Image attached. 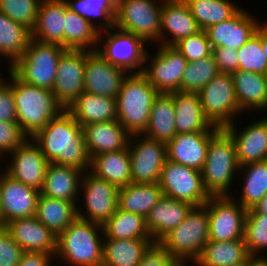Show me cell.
Returning <instances> with one entry per match:
<instances>
[{
  "mask_svg": "<svg viewBox=\"0 0 267 266\" xmlns=\"http://www.w3.org/2000/svg\"><path fill=\"white\" fill-rule=\"evenodd\" d=\"M32 140L40 147L49 163L65 165L83 172L90 169L82 126L63 110L38 131Z\"/></svg>",
  "mask_w": 267,
  "mask_h": 266,
  "instance_id": "obj_1",
  "label": "cell"
},
{
  "mask_svg": "<svg viewBox=\"0 0 267 266\" xmlns=\"http://www.w3.org/2000/svg\"><path fill=\"white\" fill-rule=\"evenodd\" d=\"M11 79L17 122L22 132L32 138L65 109L51 90L25 83L12 70Z\"/></svg>",
  "mask_w": 267,
  "mask_h": 266,
  "instance_id": "obj_2",
  "label": "cell"
},
{
  "mask_svg": "<svg viewBox=\"0 0 267 266\" xmlns=\"http://www.w3.org/2000/svg\"><path fill=\"white\" fill-rule=\"evenodd\" d=\"M159 92L142 72H131L122 82L117 99V121L131 134H142Z\"/></svg>",
  "mask_w": 267,
  "mask_h": 266,
  "instance_id": "obj_3",
  "label": "cell"
},
{
  "mask_svg": "<svg viewBox=\"0 0 267 266\" xmlns=\"http://www.w3.org/2000/svg\"><path fill=\"white\" fill-rule=\"evenodd\" d=\"M102 225L76 218L57 236L56 256L72 266H102Z\"/></svg>",
  "mask_w": 267,
  "mask_h": 266,
  "instance_id": "obj_4",
  "label": "cell"
},
{
  "mask_svg": "<svg viewBox=\"0 0 267 266\" xmlns=\"http://www.w3.org/2000/svg\"><path fill=\"white\" fill-rule=\"evenodd\" d=\"M209 241L207 202L193 206L176 228L165 234L158 243L179 261L196 262Z\"/></svg>",
  "mask_w": 267,
  "mask_h": 266,
  "instance_id": "obj_5",
  "label": "cell"
},
{
  "mask_svg": "<svg viewBox=\"0 0 267 266\" xmlns=\"http://www.w3.org/2000/svg\"><path fill=\"white\" fill-rule=\"evenodd\" d=\"M236 148L230 135L221 128L209 141L201 170L203 184L210 196H229V187L239 170Z\"/></svg>",
  "mask_w": 267,
  "mask_h": 266,
  "instance_id": "obj_6",
  "label": "cell"
},
{
  "mask_svg": "<svg viewBox=\"0 0 267 266\" xmlns=\"http://www.w3.org/2000/svg\"><path fill=\"white\" fill-rule=\"evenodd\" d=\"M65 51L61 45L31 38L22 57L10 69L25 83L52 90Z\"/></svg>",
  "mask_w": 267,
  "mask_h": 266,
  "instance_id": "obj_7",
  "label": "cell"
},
{
  "mask_svg": "<svg viewBox=\"0 0 267 266\" xmlns=\"http://www.w3.org/2000/svg\"><path fill=\"white\" fill-rule=\"evenodd\" d=\"M157 2V0H117L114 27L134 34L145 43L159 42L163 1L158 4Z\"/></svg>",
  "mask_w": 267,
  "mask_h": 266,
  "instance_id": "obj_8",
  "label": "cell"
},
{
  "mask_svg": "<svg viewBox=\"0 0 267 266\" xmlns=\"http://www.w3.org/2000/svg\"><path fill=\"white\" fill-rule=\"evenodd\" d=\"M204 116L218 128L232 124L240 114L232 74L219 73L199 92Z\"/></svg>",
  "mask_w": 267,
  "mask_h": 266,
  "instance_id": "obj_9",
  "label": "cell"
},
{
  "mask_svg": "<svg viewBox=\"0 0 267 266\" xmlns=\"http://www.w3.org/2000/svg\"><path fill=\"white\" fill-rule=\"evenodd\" d=\"M159 186L163 196L193 206L204 205L211 197L204 187L201 171L170 160L165 161Z\"/></svg>",
  "mask_w": 267,
  "mask_h": 266,
  "instance_id": "obj_10",
  "label": "cell"
},
{
  "mask_svg": "<svg viewBox=\"0 0 267 266\" xmlns=\"http://www.w3.org/2000/svg\"><path fill=\"white\" fill-rule=\"evenodd\" d=\"M141 136L142 138L139 139ZM128 151L131 161V183L159 184L162 169L167 160L166 143L143 134H134L130 136Z\"/></svg>",
  "mask_w": 267,
  "mask_h": 266,
  "instance_id": "obj_11",
  "label": "cell"
},
{
  "mask_svg": "<svg viewBox=\"0 0 267 266\" xmlns=\"http://www.w3.org/2000/svg\"><path fill=\"white\" fill-rule=\"evenodd\" d=\"M230 194L211 196L207 201L209 241L241 240L244 237L247 210Z\"/></svg>",
  "mask_w": 267,
  "mask_h": 266,
  "instance_id": "obj_12",
  "label": "cell"
},
{
  "mask_svg": "<svg viewBox=\"0 0 267 266\" xmlns=\"http://www.w3.org/2000/svg\"><path fill=\"white\" fill-rule=\"evenodd\" d=\"M158 46L153 58L146 52L145 64L148 58L151 59V63L149 67L144 66L142 73L159 93L181 91L182 75L188 61L174 46Z\"/></svg>",
  "mask_w": 267,
  "mask_h": 266,
  "instance_id": "obj_13",
  "label": "cell"
},
{
  "mask_svg": "<svg viewBox=\"0 0 267 266\" xmlns=\"http://www.w3.org/2000/svg\"><path fill=\"white\" fill-rule=\"evenodd\" d=\"M80 189L83 191L87 215L79 209L78 218L103 225L114 215L118 208L117 186L86 171L82 176Z\"/></svg>",
  "mask_w": 267,
  "mask_h": 266,
  "instance_id": "obj_14",
  "label": "cell"
},
{
  "mask_svg": "<svg viewBox=\"0 0 267 266\" xmlns=\"http://www.w3.org/2000/svg\"><path fill=\"white\" fill-rule=\"evenodd\" d=\"M113 26L107 30H103L107 34L104 40V47L96 49V51L111 64L126 69L131 72H142L145 66V42L132 33L122 30L115 31ZM115 31V32H114ZM139 67V68H138Z\"/></svg>",
  "mask_w": 267,
  "mask_h": 266,
  "instance_id": "obj_15",
  "label": "cell"
},
{
  "mask_svg": "<svg viewBox=\"0 0 267 266\" xmlns=\"http://www.w3.org/2000/svg\"><path fill=\"white\" fill-rule=\"evenodd\" d=\"M85 62V50H66L59 59L51 91L65 110L84 91Z\"/></svg>",
  "mask_w": 267,
  "mask_h": 266,
  "instance_id": "obj_16",
  "label": "cell"
},
{
  "mask_svg": "<svg viewBox=\"0 0 267 266\" xmlns=\"http://www.w3.org/2000/svg\"><path fill=\"white\" fill-rule=\"evenodd\" d=\"M127 73L126 69L105 60L96 50L86 51L84 91L116 99Z\"/></svg>",
  "mask_w": 267,
  "mask_h": 266,
  "instance_id": "obj_17",
  "label": "cell"
},
{
  "mask_svg": "<svg viewBox=\"0 0 267 266\" xmlns=\"http://www.w3.org/2000/svg\"><path fill=\"white\" fill-rule=\"evenodd\" d=\"M12 154L11 162L7 167V174L23 184L41 191L45 172L49 162L46 160L40 147L27 138Z\"/></svg>",
  "mask_w": 267,
  "mask_h": 266,
  "instance_id": "obj_18",
  "label": "cell"
},
{
  "mask_svg": "<svg viewBox=\"0 0 267 266\" xmlns=\"http://www.w3.org/2000/svg\"><path fill=\"white\" fill-rule=\"evenodd\" d=\"M40 191L6 174L0 180L3 227L12 220L35 216Z\"/></svg>",
  "mask_w": 267,
  "mask_h": 266,
  "instance_id": "obj_19",
  "label": "cell"
},
{
  "mask_svg": "<svg viewBox=\"0 0 267 266\" xmlns=\"http://www.w3.org/2000/svg\"><path fill=\"white\" fill-rule=\"evenodd\" d=\"M258 21L240 8L230 19L210 26L206 32L212 49L224 46L238 50L262 25Z\"/></svg>",
  "mask_w": 267,
  "mask_h": 266,
  "instance_id": "obj_20",
  "label": "cell"
},
{
  "mask_svg": "<svg viewBox=\"0 0 267 266\" xmlns=\"http://www.w3.org/2000/svg\"><path fill=\"white\" fill-rule=\"evenodd\" d=\"M4 228L24 252H43L55 257L57 236L36 216L9 221Z\"/></svg>",
  "mask_w": 267,
  "mask_h": 266,
  "instance_id": "obj_21",
  "label": "cell"
},
{
  "mask_svg": "<svg viewBox=\"0 0 267 266\" xmlns=\"http://www.w3.org/2000/svg\"><path fill=\"white\" fill-rule=\"evenodd\" d=\"M223 129L234 141L239 166L267 160V117L251 122L241 133L234 122Z\"/></svg>",
  "mask_w": 267,
  "mask_h": 266,
  "instance_id": "obj_22",
  "label": "cell"
},
{
  "mask_svg": "<svg viewBox=\"0 0 267 266\" xmlns=\"http://www.w3.org/2000/svg\"><path fill=\"white\" fill-rule=\"evenodd\" d=\"M200 30L184 0H163L159 40L161 45L174 46L181 39L196 34ZM165 33L172 34L173 38H169Z\"/></svg>",
  "mask_w": 267,
  "mask_h": 266,
  "instance_id": "obj_23",
  "label": "cell"
},
{
  "mask_svg": "<svg viewBox=\"0 0 267 266\" xmlns=\"http://www.w3.org/2000/svg\"><path fill=\"white\" fill-rule=\"evenodd\" d=\"M217 132H194L177 134L166 143L167 160L202 170L210 139Z\"/></svg>",
  "mask_w": 267,
  "mask_h": 266,
  "instance_id": "obj_24",
  "label": "cell"
},
{
  "mask_svg": "<svg viewBox=\"0 0 267 266\" xmlns=\"http://www.w3.org/2000/svg\"><path fill=\"white\" fill-rule=\"evenodd\" d=\"M90 159L98 154L128 147L131 134L117 121H104L82 126Z\"/></svg>",
  "mask_w": 267,
  "mask_h": 266,
  "instance_id": "obj_25",
  "label": "cell"
},
{
  "mask_svg": "<svg viewBox=\"0 0 267 266\" xmlns=\"http://www.w3.org/2000/svg\"><path fill=\"white\" fill-rule=\"evenodd\" d=\"M177 134L218 132V128L204 116L198 93L176 91L172 93Z\"/></svg>",
  "mask_w": 267,
  "mask_h": 266,
  "instance_id": "obj_26",
  "label": "cell"
},
{
  "mask_svg": "<svg viewBox=\"0 0 267 266\" xmlns=\"http://www.w3.org/2000/svg\"><path fill=\"white\" fill-rule=\"evenodd\" d=\"M193 205L163 196L146 217V226L154 242L176 228L188 215Z\"/></svg>",
  "mask_w": 267,
  "mask_h": 266,
  "instance_id": "obj_27",
  "label": "cell"
},
{
  "mask_svg": "<svg viewBox=\"0 0 267 266\" xmlns=\"http://www.w3.org/2000/svg\"><path fill=\"white\" fill-rule=\"evenodd\" d=\"M65 0H42L36 24L31 30L33 39L64 47Z\"/></svg>",
  "mask_w": 267,
  "mask_h": 266,
  "instance_id": "obj_28",
  "label": "cell"
},
{
  "mask_svg": "<svg viewBox=\"0 0 267 266\" xmlns=\"http://www.w3.org/2000/svg\"><path fill=\"white\" fill-rule=\"evenodd\" d=\"M83 171L73 167L49 163L46 168L41 195L63 199L76 204Z\"/></svg>",
  "mask_w": 267,
  "mask_h": 266,
  "instance_id": "obj_29",
  "label": "cell"
},
{
  "mask_svg": "<svg viewBox=\"0 0 267 266\" xmlns=\"http://www.w3.org/2000/svg\"><path fill=\"white\" fill-rule=\"evenodd\" d=\"M67 111L80 126L117 120V99L83 91Z\"/></svg>",
  "mask_w": 267,
  "mask_h": 266,
  "instance_id": "obj_30",
  "label": "cell"
},
{
  "mask_svg": "<svg viewBox=\"0 0 267 266\" xmlns=\"http://www.w3.org/2000/svg\"><path fill=\"white\" fill-rule=\"evenodd\" d=\"M90 172L118 188L131 184V161L128 147L98 154L90 160Z\"/></svg>",
  "mask_w": 267,
  "mask_h": 266,
  "instance_id": "obj_31",
  "label": "cell"
},
{
  "mask_svg": "<svg viewBox=\"0 0 267 266\" xmlns=\"http://www.w3.org/2000/svg\"><path fill=\"white\" fill-rule=\"evenodd\" d=\"M235 94L241 111L267 110V84L263 74L237 70L232 73Z\"/></svg>",
  "mask_w": 267,
  "mask_h": 266,
  "instance_id": "obj_32",
  "label": "cell"
},
{
  "mask_svg": "<svg viewBox=\"0 0 267 266\" xmlns=\"http://www.w3.org/2000/svg\"><path fill=\"white\" fill-rule=\"evenodd\" d=\"M64 19V48L66 50L95 51L97 46L102 47L101 32L84 17L69 9L66 0Z\"/></svg>",
  "mask_w": 267,
  "mask_h": 266,
  "instance_id": "obj_33",
  "label": "cell"
},
{
  "mask_svg": "<svg viewBox=\"0 0 267 266\" xmlns=\"http://www.w3.org/2000/svg\"><path fill=\"white\" fill-rule=\"evenodd\" d=\"M175 115L172 93H159L152 104L147 128L142 134L168 143L177 135Z\"/></svg>",
  "mask_w": 267,
  "mask_h": 266,
  "instance_id": "obj_34",
  "label": "cell"
},
{
  "mask_svg": "<svg viewBox=\"0 0 267 266\" xmlns=\"http://www.w3.org/2000/svg\"><path fill=\"white\" fill-rule=\"evenodd\" d=\"M153 239H104L102 266H139Z\"/></svg>",
  "mask_w": 267,
  "mask_h": 266,
  "instance_id": "obj_35",
  "label": "cell"
},
{
  "mask_svg": "<svg viewBox=\"0 0 267 266\" xmlns=\"http://www.w3.org/2000/svg\"><path fill=\"white\" fill-rule=\"evenodd\" d=\"M162 197V190L157 183H131L119 188L118 209L146 218Z\"/></svg>",
  "mask_w": 267,
  "mask_h": 266,
  "instance_id": "obj_36",
  "label": "cell"
},
{
  "mask_svg": "<svg viewBox=\"0 0 267 266\" xmlns=\"http://www.w3.org/2000/svg\"><path fill=\"white\" fill-rule=\"evenodd\" d=\"M77 210L78 207L73 202L40 194L35 216L58 236L77 218Z\"/></svg>",
  "mask_w": 267,
  "mask_h": 266,
  "instance_id": "obj_37",
  "label": "cell"
},
{
  "mask_svg": "<svg viewBox=\"0 0 267 266\" xmlns=\"http://www.w3.org/2000/svg\"><path fill=\"white\" fill-rule=\"evenodd\" d=\"M31 38L30 29L0 12V55L9 59V68L22 57Z\"/></svg>",
  "mask_w": 267,
  "mask_h": 266,
  "instance_id": "obj_38",
  "label": "cell"
},
{
  "mask_svg": "<svg viewBox=\"0 0 267 266\" xmlns=\"http://www.w3.org/2000/svg\"><path fill=\"white\" fill-rule=\"evenodd\" d=\"M249 256L244 239L208 241L195 265L231 266L245 261Z\"/></svg>",
  "mask_w": 267,
  "mask_h": 266,
  "instance_id": "obj_39",
  "label": "cell"
},
{
  "mask_svg": "<svg viewBox=\"0 0 267 266\" xmlns=\"http://www.w3.org/2000/svg\"><path fill=\"white\" fill-rule=\"evenodd\" d=\"M102 229L104 239H152L145 217L118 208Z\"/></svg>",
  "mask_w": 267,
  "mask_h": 266,
  "instance_id": "obj_40",
  "label": "cell"
},
{
  "mask_svg": "<svg viewBox=\"0 0 267 266\" xmlns=\"http://www.w3.org/2000/svg\"><path fill=\"white\" fill-rule=\"evenodd\" d=\"M244 173L243 189L239 201L246 210L252 209L267 194V160L242 165Z\"/></svg>",
  "mask_w": 267,
  "mask_h": 266,
  "instance_id": "obj_41",
  "label": "cell"
},
{
  "mask_svg": "<svg viewBox=\"0 0 267 266\" xmlns=\"http://www.w3.org/2000/svg\"><path fill=\"white\" fill-rule=\"evenodd\" d=\"M201 30L230 19L240 8L230 0H184Z\"/></svg>",
  "mask_w": 267,
  "mask_h": 266,
  "instance_id": "obj_42",
  "label": "cell"
},
{
  "mask_svg": "<svg viewBox=\"0 0 267 266\" xmlns=\"http://www.w3.org/2000/svg\"><path fill=\"white\" fill-rule=\"evenodd\" d=\"M68 8L76 14L84 17L89 21L99 32L107 30L114 26V18L116 15L117 0H66ZM99 19V27L92 20ZM102 25V26H100Z\"/></svg>",
  "mask_w": 267,
  "mask_h": 266,
  "instance_id": "obj_43",
  "label": "cell"
},
{
  "mask_svg": "<svg viewBox=\"0 0 267 266\" xmlns=\"http://www.w3.org/2000/svg\"><path fill=\"white\" fill-rule=\"evenodd\" d=\"M220 73L212 55L188 62L182 75L181 91L198 93Z\"/></svg>",
  "mask_w": 267,
  "mask_h": 266,
  "instance_id": "obj_44",
  "label": "cell"
},
{
  "mask_svg": "<svg viewBox=\"0 0 267 266\" xmlns=\"http://www.w3.org/2000/svg\"><path fill=\"white\" fill-rule=\"evenodd\" d=\"M243 239L250 256H258L262 249H267V215L247 210Z\"/></svg>",
  "mask_w": 267,
  "mask_h": 266,
  "instance_id": "obj_45",
  "label": "cell"
},
{
  "mask_svg": "<svg viewBox=\"0 0 267 266\" xmlns=\"http://www.w3.org/2000/svg\"><path fill=\"white\" fill-rule=\"evenodd\" d=\"M239 69L244 72H254L265 75L267 59L261 46V26L256 33L237 50Z\"/></svg>",
  "mask_w": 267,
  "mask_h": 266,
  "instance_id": "obj_46",
  "label": "cell"
},
{
  "mask_svg": "<svg viewBox=\"0 0 267 266\" xmlns=\"http://www.w3.org/2000/svg\"><path fill=\"white\" fill-rule=\"evenodd\" d=\"M42 0H0V12L32 30Z\"/></svg>",
  "mask_w": 267,
  "mask_h": 266,
  "instance_id": "obj_47",
  "label": "cell"
},
{
  "mask_svg": "<svg viewBox=\"0 0 267 266\" xmlns=\"http://www.w3.org/2000/svg\"><path fill=\"white\" fill-rule=\"evenodd\" d=\"M174 47L188 62L200 60L213 53L206 30L181 39Z\"/></svg>",
  "mask_w": 267,
  "mask_h": 266,
  "instance_id": "obj_48",
  "label": "cell"
},
{
  "mask_svg": "<svg viewBox=\"0 0 267 266\" xmlns=\"http://www.w3.org/2000/svg\"><path fill=\"white\" fill-rule=\"evenodd\" d=\"M28 137L22 132L18 122L0 121V151L13 152Z\"/></svg>",
  "mask_w": 267,
  "mask_h": 266,
  "instance_id": "obj_49",
  "label": "cell"
},
{
  "mask_svg": "<svg viewBox=\"0 0 267 266\" xmlns=\"http://www.w3.org/2000/svg\"><path fill=\"white\" fill-rule=\"evenodd\" d=\"M24 250L12 239L11 234L0 227V266H18Z\"/></svg>",
  "mask_w": 267,
  "mask_h": 266,
  "instance_id": "obj_50",
  "label": "cell"
},
{
  "mask_svg": "<svg viewBox=\"0 0 267 266\" xmlns=\"http://www.w3.org/2000/svg\"><path fill=\"white\" fill-rule=\"evenodd\" d=\"M8 73H10V81L0 82V121L17 122L10 68Z\"/></svg>",
  "mask_w": 267,
  "mask_h": 266,
  "instance_id": "obj_51",
  "label": "cell"
},
{
  "mask_svg": "<svg viewBox=\"0 0 267 266\" xmlns=\"http://www.w3.org/2000/svg\"><path fill=\"white\" fill-rule=\"evenodd\" d=\"M212 54L215 58L220 73L232 74L239 69L237 50L221 46L213 48Z\"/></svg>",
  "mask_w": 267,
  "mask_h": 266,
  "instance_id": "obj_52",
  "label": "cell"
},
{
  "mask_svg": "<svg viewBox=\"0 0 267 266\" xmlns=\"http://www.w3.org/2000/svg\"><path fill=\"white\" fill-rule=\"evenodd\" d=\"M175 261L158 242H154L144 253L139 266H171Z\"/></svg>",
  "mask_w": 267,
  "mask_h": 266,
  "instance_id": "obj_53",
  "label": "cell"
},
{
  "mask_svg": "<svg viewBox=\"0 0 267 266\" xmlns=\"http://www.w3.org/2000/svg\"><path fill=\"white\" fill-rule=\"evenodd\" d=\"M52 257L43 252H24L18 266H50Z\"/></svg>",
  "mask_w": 267,
  "mask_h": 266,
  "instance_id": "obj_54",
  "label": "cell"
},
{
  "mask_svg": "<svg viewBox=\"0 0 267 266\" xmlns=\"http://www.w3.org/2000/svg\"><path fill=\"white\" fill-rule=\"evenodd\" d=\"M252 209L256 213L267 215V194Z\"/></svg>",
  "mask_w": 267,
  "mask_h": 266,
  "instance_id": "obj_55",
  "label": "cell"
},
{
  "mask_svg": "<svg viewBox=\"0 0 267 266\" xmlns=\"http://www.w3.org/2000/svg\"><path fill=\"white\" fill-rule=\"evenodd\" d=\"M261 46L267 59V23L261 25Z\"/></svg>",
  "mask_w": 267,
  "mask_h": 266,
  "instance_id": "obj_56",
  "label": "cell"
},
{
  "mask_svg": "<svg viewBox=\"0 0 267 266\" xmlns=\"http://www.w3.org/2000/svg\"><path fill=\"white\" fill-rule=\"evenodd\" d=\"M250 266H267V258L265 256H250Z\"/></svg>",
  "mask_w": 267,
  "mask_h": 266,
  "instance_id": "obj_57",
  "label": "cell"
},
{
  "mask_svg": "<svg viewBox=\"0 0 267 266\" xmlns=\"http://www.w3.org/2000/svg\"><path fill=\"white\" fill-rule=\"evenodd\" d=\"M231 266H250V256L245 261Z\"/></svg>",
  "mask_w": 267,
  "mask_h": 266,
  "instance_id": "obj_58",
  "label": "cell"
},
{
  "mask_svg": "<svg viewBox=\"0 0 267 266\" xmlns=\"http://www.w3.org/2000/svg\"><path fill=\"white\" fill-rule=\"evenodd\" d=\"M185 263L187 264L188 262L176 260L171 266H185L186 265Z\"/></svg>",
  "mask_w": 267,
  "mask_h": 266,
  "instance_id": "obj_59",
  "label": "cell"
},
{
  "mask_svg": "<svg viewBox=\"0 0 267 266\" xmlns=\"http://www.w3.org/2000/svg\"><path fill=\"white\" fill-rule=\"evenodd\" d=\"M3 153H4V152H1V151H0V157L4 155ZM2 173H3V174H2ZM2 173L0 174V180L2 179L3 176H5V175L7 174V168H6V171H2Z\"/></svg>",
  "mask_w": 267,
  "mask_h": 266,
  "instance_id": "obj_60",
  "label": "cell"
},
{
  "mask_svg": "<svg viewBox=\"0 0 267 266\" xmlns=\"http://www.w3.org/2000/svg\"><path fill=\"white\" fill-rule=\"evenodd\" d=\"M0 227H3V225H2V210H1V204H0Z\"/></svg>",
  "mask_w": 267,
  "mask_h": 266,
  "instance_id": "obj_61",
  "label": "cell"
},
{
  "mask_svg": "<svg viewBox=\"0 0 267 266\" xmlns=\"http://www.w3.org/2000/svg\"><path fill=\"white\" fill-rule=\"evenodd\" d=\"M2 74H0V82H2L5 78H1Z\"/></svg>",
  "mask_w": 267,
  "mask_h": 266,
  "instance_id": "obj_62",
  "label": "cell"
},
{
  "mask_svg": "<svg viewBox=\"0 0 267 266\" xmlns=\"http://www.w3.org/2000/svg\"><path fill=\"white\" fill-rule=\"evenodd\" d=\"M265 77H266V84H267V72L265 73Z\"/></svg>",
  "mask_w": 267,
  "mask_h": 266,
  "instance_id": "obj_63",
  "label": "cell"
}]
</instances>
